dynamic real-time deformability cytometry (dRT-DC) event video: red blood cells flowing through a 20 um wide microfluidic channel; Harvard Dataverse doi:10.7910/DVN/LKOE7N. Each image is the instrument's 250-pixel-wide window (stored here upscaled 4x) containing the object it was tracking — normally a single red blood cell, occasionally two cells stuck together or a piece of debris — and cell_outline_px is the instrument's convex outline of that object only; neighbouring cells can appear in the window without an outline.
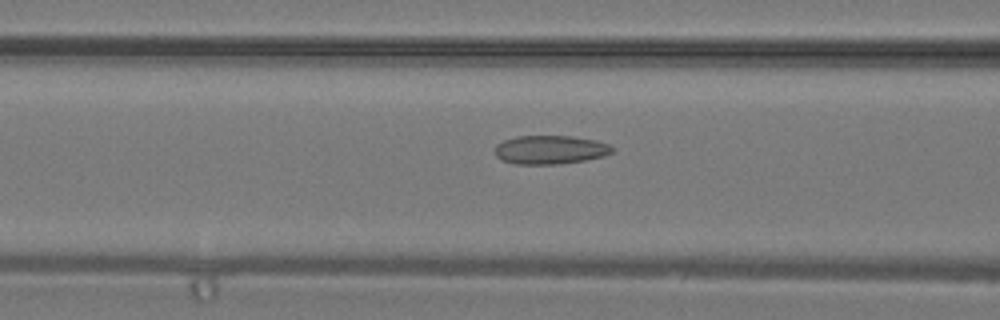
{"species": "common noctule bat (a hibernating species)", "species_latin": "Nyctalus noctula", "temperature_condition": "warm", "stored_images_in_passage": 40, "camera_frame_rate_fps": 3000, "um_per_image_px": 0.085, "animal": {"sex": "male", "body_mass_g": 19.2, "forearm_length_mm": 51.8}, "frame": {"image": 1, "passage_image": 17, "time_ms": 5.333, "image_size_px": [1000, 320], "cell_outline_px": [[616, 148], [612, 152], [604, 156], [584, 160], [560, 164], [512, 164], [500, 160], [496, 156], [492, 148], [496, 144], [504, 140], [516, 136], [572, 136], [596, 140], [608, 144]], "centroid_in_image_um": [46.72, 12.73], "position_along_channel_um": 119.9, "area_um2": 19.94}}
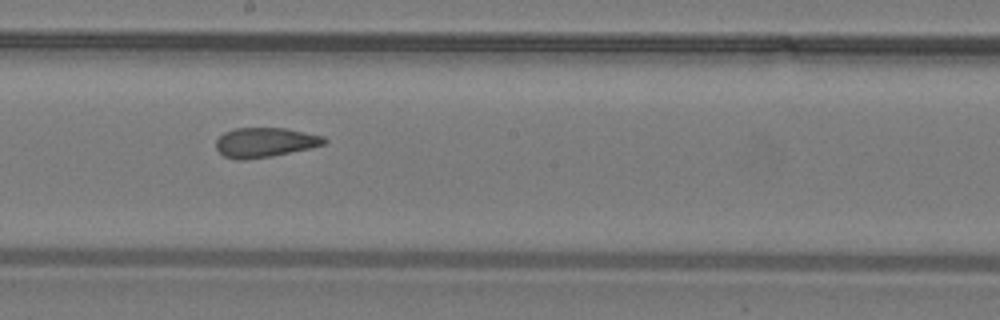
{"frame": {"image": 2, "passage_image": 23, "time_ms": 7.333, "image_size_px": [1000, 320], "cell_outline_px": [[328, 140], [324, 144], [308, 148], [272, 156], [244, 160], [236, 160], [224, 156], [216, 148], [216, 140], [224, 132], [236, 128], [288, 128], [324, 136]], "centroid_in_image_um": [22.51, 12.1], "position_along_channel_um": 225.7, "area_um2": 18.67}}
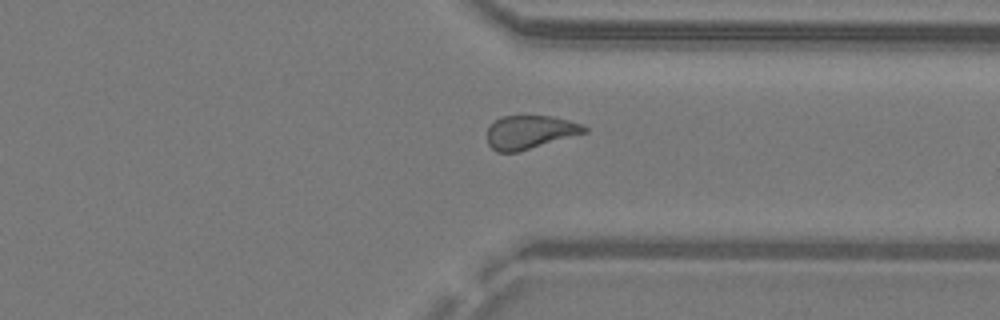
{"frame": {"image": 3, "passage_image": 31, "time_ms": 10.0, "image_size_px": [1000, 320], "cell_outline_px": [[588, 132], [516, 152], [496, 152], [488, 144], [488, 128], [500, 116], [552, 116], [568, 120], [580, 124], [588, 128]], "centroid_in_image_um": [45.04, 11.23], "position_along_channel_um": 366.4, "area_um2": 18.73}}